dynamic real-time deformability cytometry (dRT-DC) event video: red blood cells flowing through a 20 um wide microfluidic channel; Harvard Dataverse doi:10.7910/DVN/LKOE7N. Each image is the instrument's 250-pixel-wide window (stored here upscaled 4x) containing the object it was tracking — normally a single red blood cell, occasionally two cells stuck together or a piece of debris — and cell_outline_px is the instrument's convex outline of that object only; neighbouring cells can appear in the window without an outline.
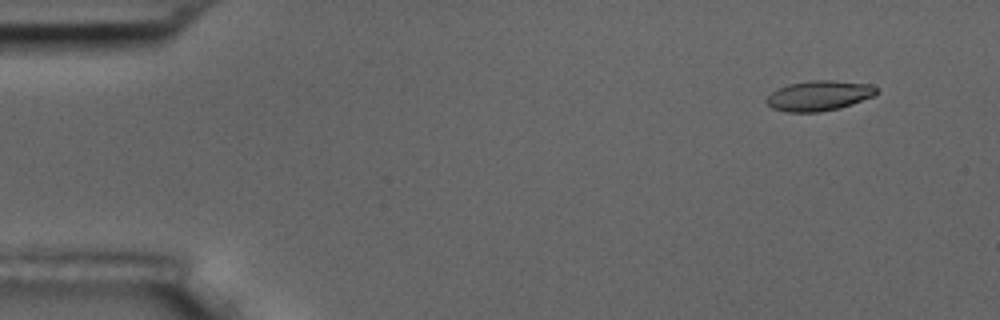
{"species": "common noctule bat (a hibernating species)", "species_latin": "Nyctalus noctula", "temperature_condition": "room temperature", "stored_images_in_passage": 5, "camera_frame_rate_fps": 3000, "um_per_image_px": 0.085, "animal": {"sex": "male", "body_mass_g": 17.5, "forearm_length_mm": 52.3}, "frame": {"image": 1, "passage_image": 2, "time_ms": 1.333, "image_size_px": [1000, 320], "cell_outline_px": [[876, 96], [840, 108], [820, 112], [784, 112], [772, 108], [764, 100], [776, 88], [788, 84], [812, 80], [832, 80], [872, 84], [876, 88]], "centroid_in_image_um": [69.61, 8.13], "position_along_channel_um": 15.4, "area_um2": 19.54}}